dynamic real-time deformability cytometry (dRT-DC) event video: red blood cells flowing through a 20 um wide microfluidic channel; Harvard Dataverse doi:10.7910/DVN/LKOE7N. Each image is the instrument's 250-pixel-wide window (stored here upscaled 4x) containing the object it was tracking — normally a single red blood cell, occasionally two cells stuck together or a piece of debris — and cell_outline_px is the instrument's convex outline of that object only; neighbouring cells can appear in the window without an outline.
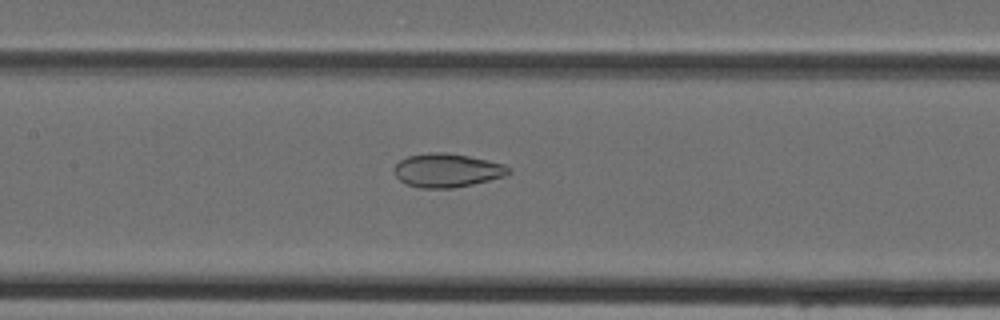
{"species": "Egyptian fruit bat (a non-hibernating species)", "species_latin": "Rousettus aegyptiacus", "temperature_condition": "cold", "stored_images_in_passage": 37, "camera_frame_rate_fps": 3000, "um_per_image_px": 0.085, "animal": {"sex": "female"}, "frame": {"image": 1, "passage_image": 13, "time_ms": 4.0, "image_size_px": [1000, 320], "cell_outline_px": [[512, 172], [504, 176], [472, 184], [452, 188], [420, 188], [408, 184], [400, 180], [396, 176], [396, 164], [400, 160], [408, 156], [428, 152], [444, 152], [468, 156], [504, 164], [512, 168]], "centroid_in_image_um": [38.03, 14.47], "position_along_channel_um": 169.4, "area_um2": 22.25}}
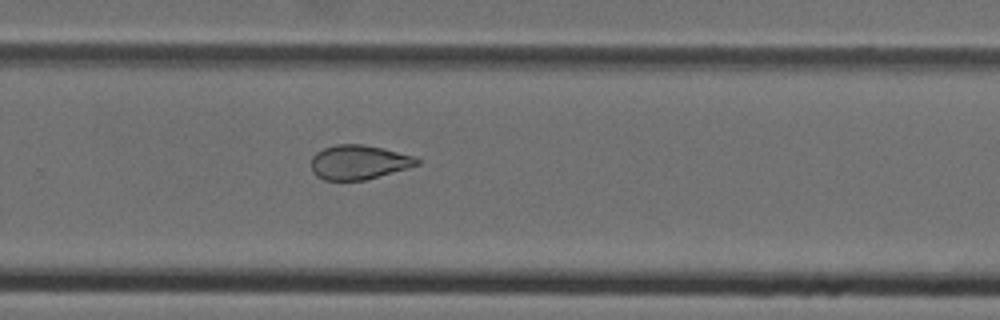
{"frame": {"image": 2, "passage_image": 22, "time_ms": 7.0, "image_size_px": [1000, 320], "cell_outline_px": [[420, 164], [408, 168], [368, 180], [324, 180], [316, 176], [312, 172], [312, 156], [316, 152], [324, 148], [336, 144], [364, 144], [384, 148], [416, 156], [420, 160]], "centroid_in_image_um": [30.52, 13.79], "position_along_channel_um": 299.3, "area_um2": 21.5}}
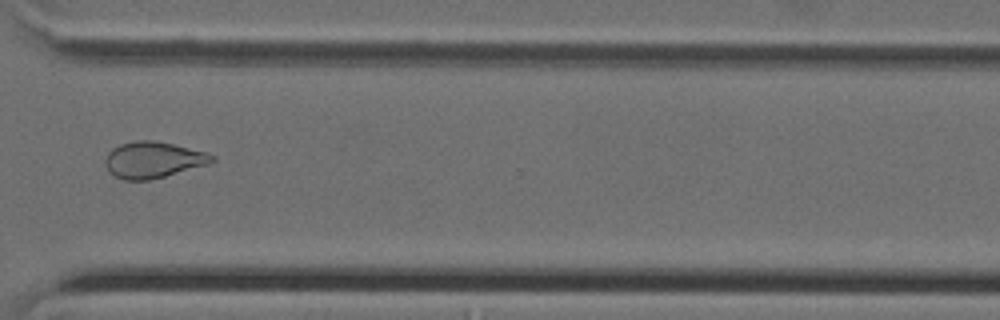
{"frame": {"image": 3, "passage_image": 26, "time_ms": 8.333, "image_size_px": [1000, 320], "cell_outline_px": [[216, 160], [208, 164], [164, 176], [148, 180], [124, 180], [108, 172], [104, 164], [104, 160], [108, 152], [112, 148], [120, 144], [136, 140], [152, 140], [172, 144], [208, 152], [216, 156]], "centroid_in_image_um": [13.0, 13.58], "position_along_channel_um": 357.6, "area_um2": 22.6}}